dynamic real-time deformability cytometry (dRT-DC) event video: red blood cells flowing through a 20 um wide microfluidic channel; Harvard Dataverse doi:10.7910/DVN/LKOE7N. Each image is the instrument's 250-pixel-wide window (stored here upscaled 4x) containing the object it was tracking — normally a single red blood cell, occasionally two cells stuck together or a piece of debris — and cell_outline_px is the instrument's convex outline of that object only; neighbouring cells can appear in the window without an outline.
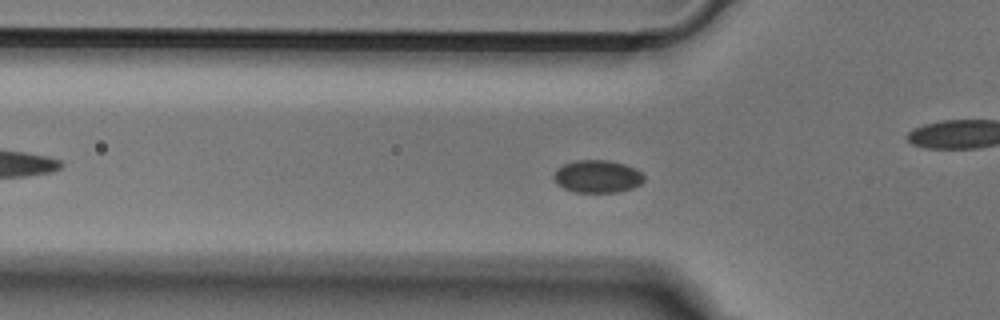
{"species": "Egyptian fruit bat (a non-hibernating species)", "species_latin": "Rousettus aegyptiacus", "temperature_condition": "cold", "stored_images_in_passage": 52, "camera_frame_rate_fps": 3000, "um_per_image_px": 0.085, "animal": {"sex": "male"}, "frame": {"image": 1, "passage_image": 16, "time_ms": 5.0, "image_size_px": [1000, 320], "cell_outline_px": [[644, 180], [640, 184], [632, 188], [616, 192], [576, 192], [564, 188], [556, 184], [552, 176], [556, 168], [564, 164], [576, 160], [608, 160], [624, 164], [636, 168], [644, 176]], "centroid_in_image_um": [50.75, 14.99], "position_along_channel_um": 75.0, "area_um2": 17.22}}
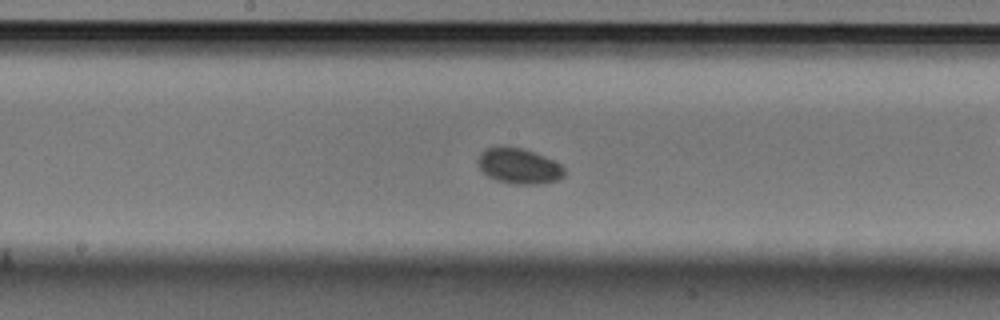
{"frame": {"image": 2, "passage_image": 26, "time_ms": 8.333, "image_size_px": [1000, 320], "cell_outline_px": [[564, 176], [556, 180], [532, 184], [516, 184], [496, 180], [488, 176], [480, 168], [480, 152], [488, 148], [500, 144], [524, 148], [544, 156], [560, 164], [564, 168]], "centroid_in_image_um": [44.1, 14.07], "position_along_channel_um": 204.1, "area_um2": 17.74}}
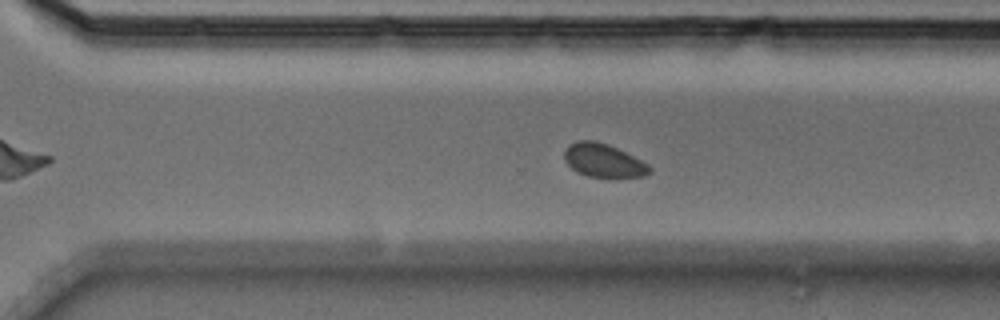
{"frame": {"image": 3, "passage_image": 35, "time_ms": 11.333, "image_size_px": [1000, 320], "cell_outline_px": [[652, 172], [644, 176], [588, 176], [576, 172], [564, 160], [564, 152], [568, 144], [576, 140], [596, 140], [608, 144], [648, 164], [652, 168]], "centroid_in_image_um": [51.25, 13.62], "position_along_channel_um": 319.3, "area_um2": 16.42}}